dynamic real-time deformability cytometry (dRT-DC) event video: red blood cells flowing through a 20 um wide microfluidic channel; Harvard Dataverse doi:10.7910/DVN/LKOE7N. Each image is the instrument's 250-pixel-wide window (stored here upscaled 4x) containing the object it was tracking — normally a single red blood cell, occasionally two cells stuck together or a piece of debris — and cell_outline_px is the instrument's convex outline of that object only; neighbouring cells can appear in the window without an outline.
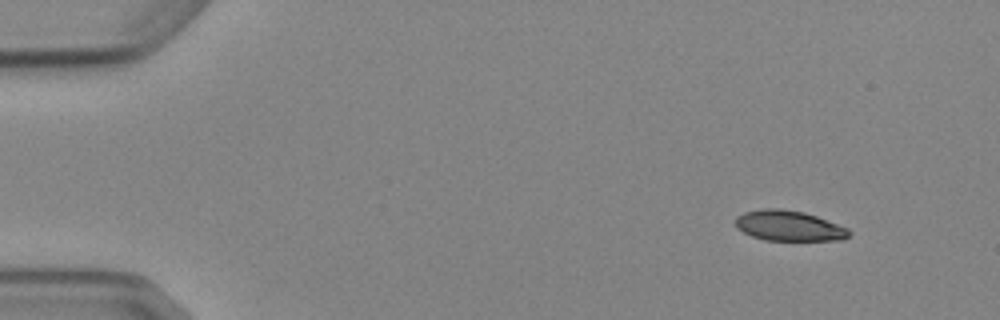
{"species": "Egyptian fruit bat (a non-hibernating species)", "species_latin": "Rousettus aegyptiacus", "temperature_condition": "cold", "stored_images_in_passage": 5, "camera_frame_rate_fps": 3000, "um_per_image_px": 0.085, "animal": {"sex": "female"}, "frame": {"image": 1, "passage_image": 1, "time_ms": 0.0, "image_size_px": [1000, 320], "cell_outline_px": [[852, 232], [844, 240], [764, 240], [752, 236], [736, 228], [736, 216], [744, 212], [764, 208], [780, 208], [804, 212], [816, 216], [848, 228]], "centroid_in_image_um": [67.06, 19.19], "position_along_channel_um": 17.9, "area_um2": 20.11}}
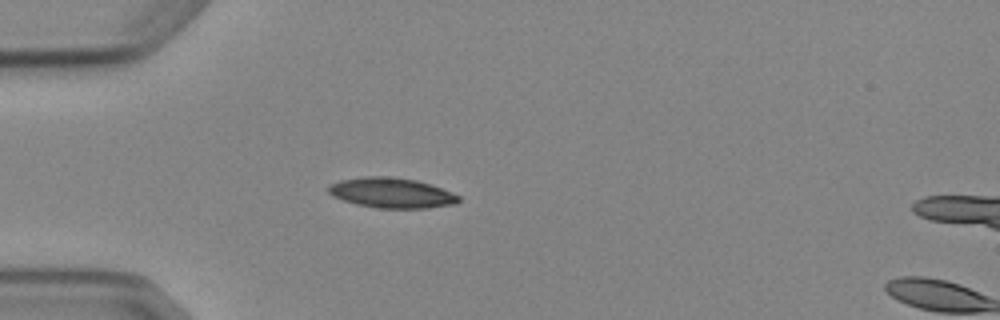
{"frame": {"image": 2, "passage_image": 4, "time_ms": 3.333, "image_size_px": [1000, 320], "cell_outline_px": [[460, 200], [456, 204], [428, 208], [376, 208], [356, 204], [332, 196], [328, 192], [328, 184], [340, 180], [364, 176], [392, 176], [416, 180], [432, 184], [460, 196]], "centroid_in_image_um": [33.28, 16.39], "position_along_channel_um": 51.7, "area_um2": 23.12}}